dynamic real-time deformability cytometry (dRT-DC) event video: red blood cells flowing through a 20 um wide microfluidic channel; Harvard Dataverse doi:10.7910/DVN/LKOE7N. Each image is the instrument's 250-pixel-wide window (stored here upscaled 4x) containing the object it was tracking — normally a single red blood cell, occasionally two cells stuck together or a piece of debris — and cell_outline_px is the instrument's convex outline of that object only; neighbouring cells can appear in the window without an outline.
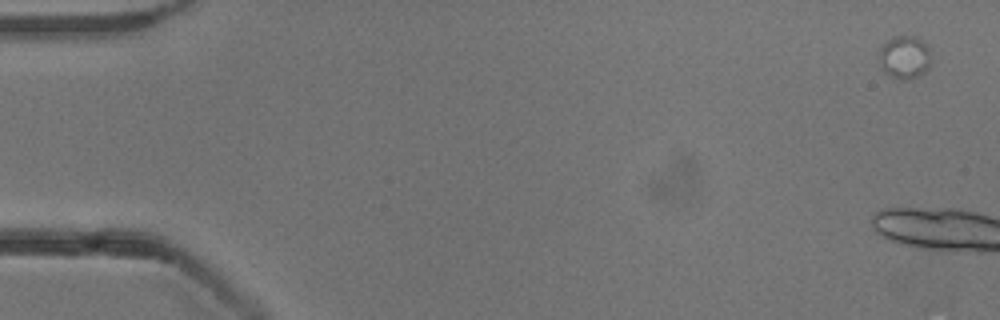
{"species": "common noctule bat (a hibernating species)", "species_latin": "Nyctalus noctula", "temperature_condition": "cold", "stored_images_in_passage": 5, "camera_frame_rate_fps": 3000, "um_per_image_px": 0.085, "animal": {"sex": "male", "body_mass_g": 13.3}, "frame": {"image": 1, "passage_image": 5, "time_ms": 8.333, "image_size_px": [1000, 320], "cell_outline_px": [[928, 68], [924, 72], [908, 80], [900, 80], [888, 76], [884, 72], [880, 64], [880, 48], [892, 36], [916, 36], [928, 44]], "centroid_in_image_um": [76.86, 4.86], "position_along_channel_um": 8.1, "area_um2": 12.95}}